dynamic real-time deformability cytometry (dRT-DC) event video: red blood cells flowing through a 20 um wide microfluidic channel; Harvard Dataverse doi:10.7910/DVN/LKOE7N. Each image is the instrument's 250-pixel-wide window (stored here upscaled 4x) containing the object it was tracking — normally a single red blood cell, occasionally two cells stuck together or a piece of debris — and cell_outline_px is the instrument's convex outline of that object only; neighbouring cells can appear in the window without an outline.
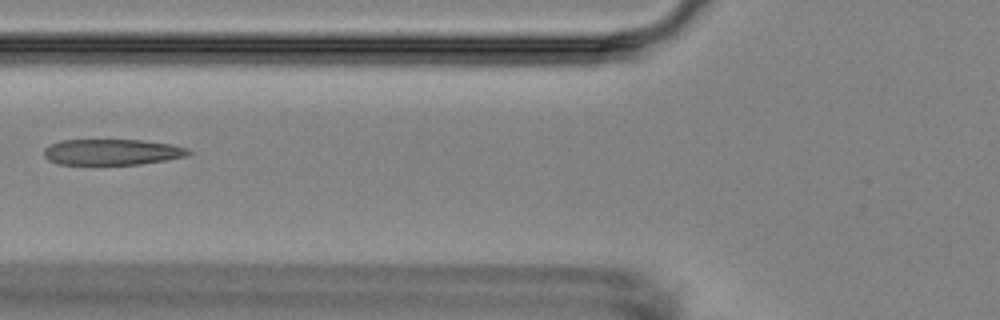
{"species": "Egyptian fruit bat (a non-hibernating species)", "species_latin": "Rousettus aegyptiacus", "temperature_condition": "room temperature", "stored_images_in_passage": 6, "camera_frame_rate_fps": 3000, "um_per_image_px": 0.085, "animal": {"sex": "female"}, "frame": {"image": 1, "passage_image": 6, "time_ms": 6.333, "image_size_px": [1000, 320], "cell_outline_px": [[192, 152], [184, 156], [164, 160], [140, 164], [60, 164], [48, 160], [44, 156], [44, 148], [60, 140], [144, 140], [172, 144], [188, 148]], "centroid_in_image_um": [9.52, 12.91], "position_along_channel_um": 116.3, "area_um2": 21.68}}